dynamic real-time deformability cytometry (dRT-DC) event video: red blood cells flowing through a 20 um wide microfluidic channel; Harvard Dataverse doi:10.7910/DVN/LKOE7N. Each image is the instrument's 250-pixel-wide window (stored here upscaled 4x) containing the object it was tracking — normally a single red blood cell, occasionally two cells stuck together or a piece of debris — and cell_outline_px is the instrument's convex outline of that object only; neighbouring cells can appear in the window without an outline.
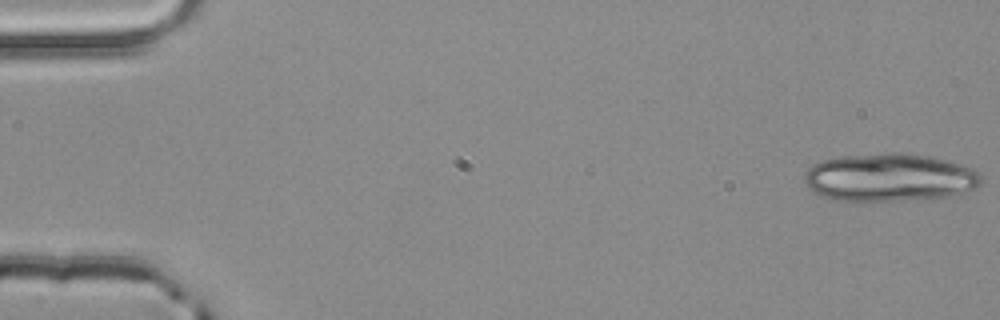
{"species": "common noctule bat (a hibernating species)", "species_latin": "Nyctalus noctula", "temperature_condition": "room temperature", "stored_images_in_passage": 4, "camera_frame_rate_fps": 3000, "um_per_image_px": 0.085, "animal": {"sex": "male", "body_mass_g": 20.4}, "frame": {"image": 1, "passage_image": 1, "time_ms": 0.0, "image_size_px": [1000, 320], "cell_outline_px": [[980, 184], [968, 192], [948, 196], [896, 200], [836, 200], [820, 196], [808, 188], [804, 180], [804, 172], [812, 164], [824, 160], [840, 156], [896, 152], [900, 152], [928, 156], [960, 164], [972, 168], [980, 172]], "centroid_in_image_um": [75.58, 15.07], "position_along_channel_um": 9.4, "area_um2": 49.19}}